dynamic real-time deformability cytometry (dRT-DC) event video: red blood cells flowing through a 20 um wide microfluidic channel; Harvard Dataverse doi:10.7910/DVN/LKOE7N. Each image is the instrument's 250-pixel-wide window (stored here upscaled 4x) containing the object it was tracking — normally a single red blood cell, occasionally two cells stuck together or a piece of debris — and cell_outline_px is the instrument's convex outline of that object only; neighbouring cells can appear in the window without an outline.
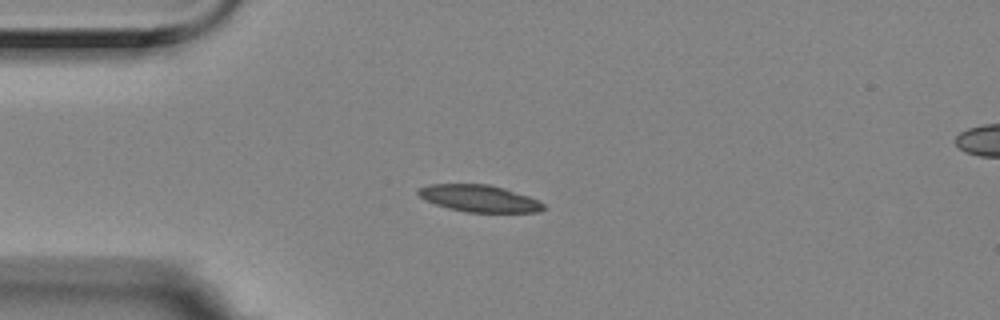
{"species": "Egyptian fruit bat (a non-hibernating species)", "species_latin": "Rousettus aegyptiacus", "temperature_condition": "room temperature", "stored_images_in_passage": 7, "camera_frame_rate_fps": 3000, "um_per_image_px": 0.085, "animal": {"sex": "female"}, "frame": {"image": 1, "passage_image": 1, "time_ms": 0.0, "image_size_px": [1000, 320], "cell_outline_px": [[544, 208], [540, 212], [468, 212], [448, 208], [424, 200], [416, 192], [416, 188], [428, 184], [488, 184], [504, 188], [528, 196], [544, 204]], "centroid_in_image_um": [40.68, 16.86], "position_along_channel_um": 44.3, "area_um2": 19.59}}
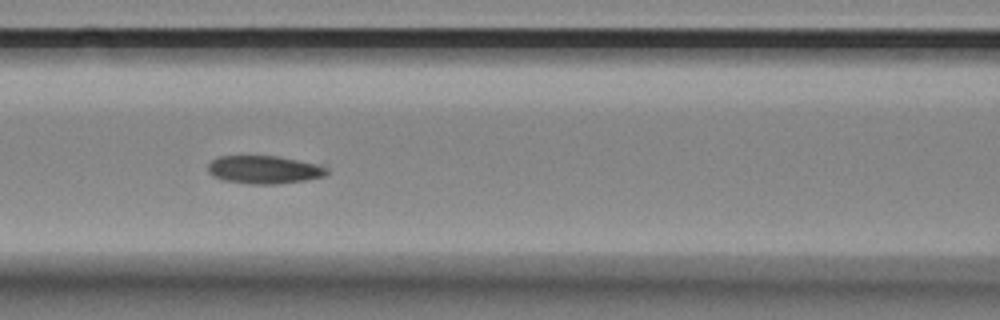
{"frame": {"image": 2, "passage_image": 4, "time_ms": 1.0, "image_size_px": [1000, 320], "cell_outline_px": [[328, 172], [324, 176], [304, 180], [276, 184], [252, 184], [224, 180], [212, 176], [208, 172], [208, 164], [212, 160], [220, 156], [276, 156], [316, 164], [328, 168]], "centroid_in_image_um": [22.42, 14.42], "position_along_channel_um": 144.2, "area_um2": 19.19}}
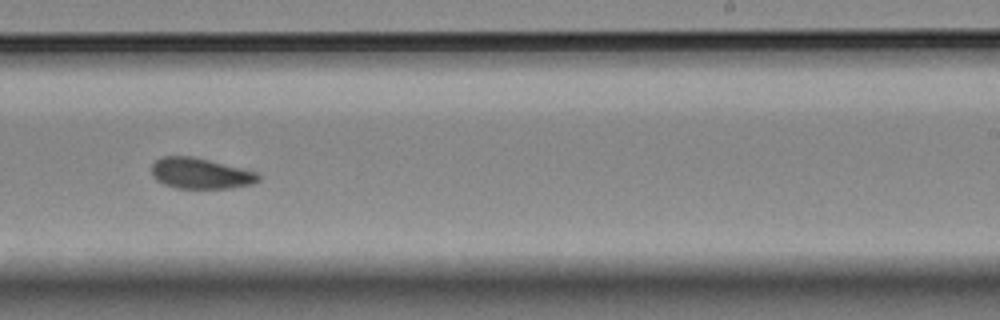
{"frame": {"image": 3, "passage_image": 7, "time_ms": 2.0, "image_size_px": [1000, 320], "cell_outline_px": [[260, 180], [252, 184], [232, 188], [176, 188], [164, 184], [156, 180], [152, 176], [152, 164], [160, 156], [192, 156], [256, 172], [260, 176]], "centroid_in_image_um": [17.01, 14.74], "position_along_channel_um": 272.0, "area_um2": 19.07}}